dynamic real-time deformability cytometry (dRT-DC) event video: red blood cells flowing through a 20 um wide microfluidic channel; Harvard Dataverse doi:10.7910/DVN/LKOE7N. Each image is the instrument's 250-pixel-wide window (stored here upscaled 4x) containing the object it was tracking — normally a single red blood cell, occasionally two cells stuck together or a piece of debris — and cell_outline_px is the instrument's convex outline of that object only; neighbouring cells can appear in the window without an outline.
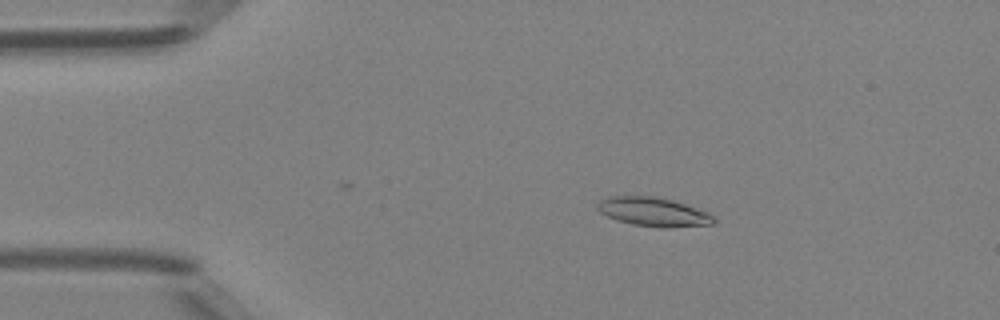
{"species": "Egyptian fruit bat (a non-hibernating species)", "species_latin": "Rousettus aegyptiacus", "temperature_condition": "room temperature", "stored_images_in_passage": 46, "camera_frame_rate_fps": 3000, "um_per_image_px": 0.085, "animal": {"sex": "female"}, "frame": {"image": 1, "passage_image": 6, "time_ms": 1.667, "image_size_px": [1000, 320], "cell_outline_px": [[716, 224], [668, 228], [660, 228], [632, 224], [616, 220], [600, 212], [596, 208], [596, 204], [600, 200], [608, 196], [652, 196], [672, 200], [708, 212], [716, 220]], "centroid_in_image_um": [55.53, 18.02], "position_along_channel_um": 29.5, "area_um2": 19.71}}
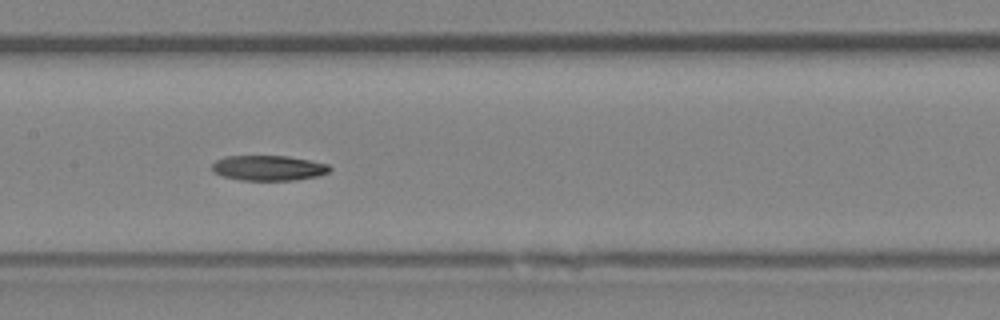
{"frame": {"image": 2, "passage_image": 21, "time_ms": 6.667, "image_size_px": [1000, 320], "cell_outline_px": [[332, 168], [328, 172], [320, 176], [296, 180], [240, 180], [224, 176], [212, 172], [212, 164], [216, 160], [228, 156], [288, 156], [328, 164]], "centroid_in_image_um": [22.84, 14.28], "position_along_channel_um": 184.6, "area_um2": 17.28}}
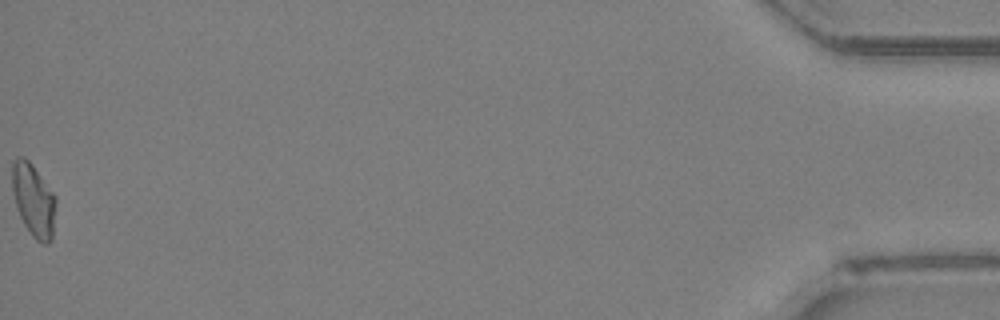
{"frame": {"image": 3, "passage_image": 46, "time_ms": 15.0, "image_size_px": [1000, 320], "cell_outline_px": [[56, 204], [52, 240], [48, 244], [44, 244], [36, 240], [32, 236], [24, 224], [16, 208], [12, 192], [12, 164], [16, 156], [24, 156], [32, 164], [56, 196]], "centroid_in_image_um": [2.85, 17.0], "position_along_channel_um": 432.4, "area_um2": 18.79}}